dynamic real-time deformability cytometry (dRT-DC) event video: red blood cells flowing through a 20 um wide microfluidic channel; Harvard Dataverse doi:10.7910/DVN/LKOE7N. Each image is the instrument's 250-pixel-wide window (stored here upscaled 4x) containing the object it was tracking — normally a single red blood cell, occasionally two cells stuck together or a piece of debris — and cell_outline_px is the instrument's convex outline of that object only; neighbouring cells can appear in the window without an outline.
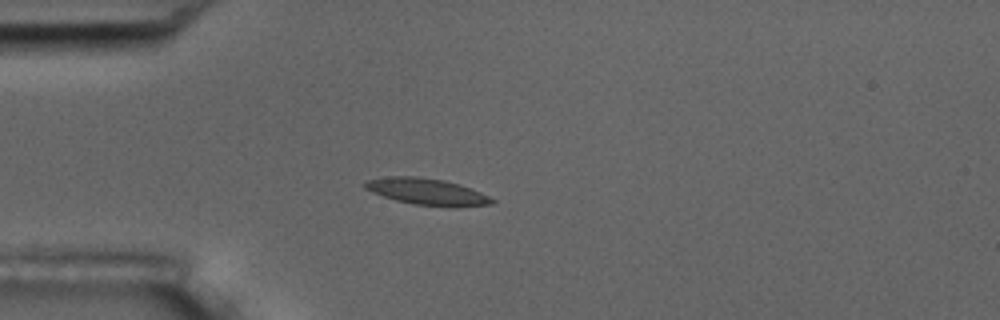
{"species": "common noctule bat (a hibernating species)", "species_latin": "Nyctalus noctula", "temperature_condition": "room temperature", "stored_images_in_passage": 14, "camera_frame_rate_fps": 3000, "um_per_image_px": 0.085, "animal": {"sex": "male", "body_mass_g": 17.5, "forearm_length_mm": 52.3}, "frame": {"image": 1, "passage_image": 3, "time_ms": 0.667, "image_size_px": [1000, 320], "cell_outline_px": [[496, 200], [492, 204], [452, 208], [412, 204], [396, 200], [372, 192], [364, 188], [360, 184], [364, 180], [392, 176], [416, 176], [444, 180], [460, 184], [480, 192]], "centroid_in_image_um": [36.28, 16.3], "position_along_channel_um": 48.7, "area_um2": 19.94}}
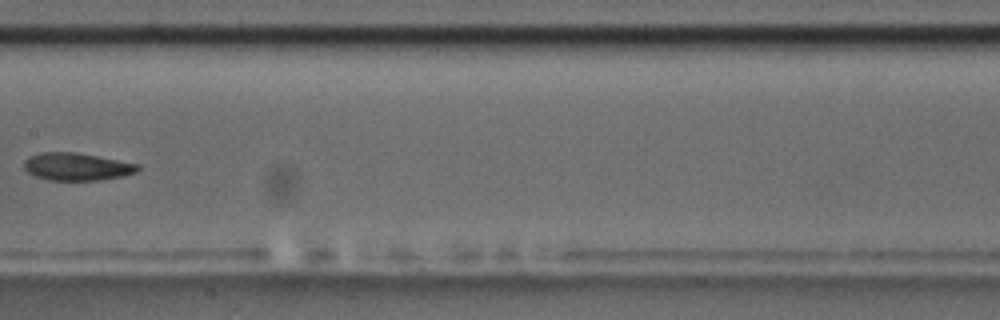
{"frame": {"image": 2, "passage_image": 7, "time_ms": 2.0, "image_size_px": [1000, 320], "cell_outline_px": [[140, 168], [136, 172], [124, 176], [100, 180], [48, 180], [36, 176], [28, 172], [24, 168], [24, 160], [28, 156], [40, 152], [76, 152], [140, 164]], "centroid_in_image_um": [6.53, 14.16], "position_along_channel_um": 200.9, "area_um2": 18.38}}
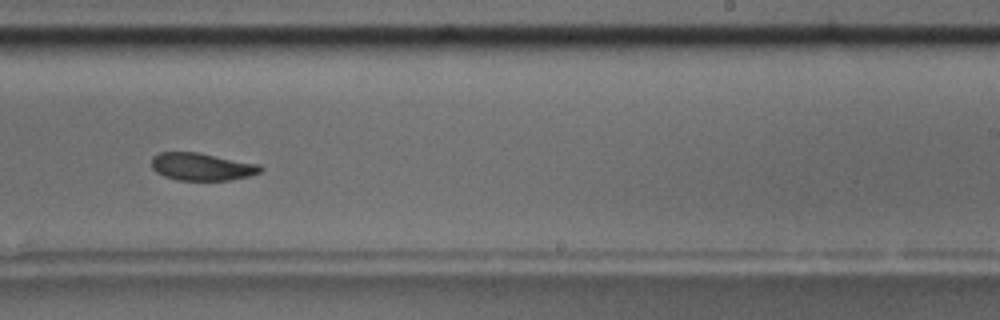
{"frame": {"image": 3, "passage_image": 9, "time_ms": 2.667, "image_size_px": [1000, 320], "cell_outline_px": [[264, 168], [260, 172], [248, 176], [228, 180], [176, 180], [164, 176], [156, 172], [152, 168], [152, 156], [160, 152], [196, 152], [260, 164]], "centroid_in_image_um": [17.14, 14.17], "position_along_channel_um": 271.9, "area_um2": 17.46}}